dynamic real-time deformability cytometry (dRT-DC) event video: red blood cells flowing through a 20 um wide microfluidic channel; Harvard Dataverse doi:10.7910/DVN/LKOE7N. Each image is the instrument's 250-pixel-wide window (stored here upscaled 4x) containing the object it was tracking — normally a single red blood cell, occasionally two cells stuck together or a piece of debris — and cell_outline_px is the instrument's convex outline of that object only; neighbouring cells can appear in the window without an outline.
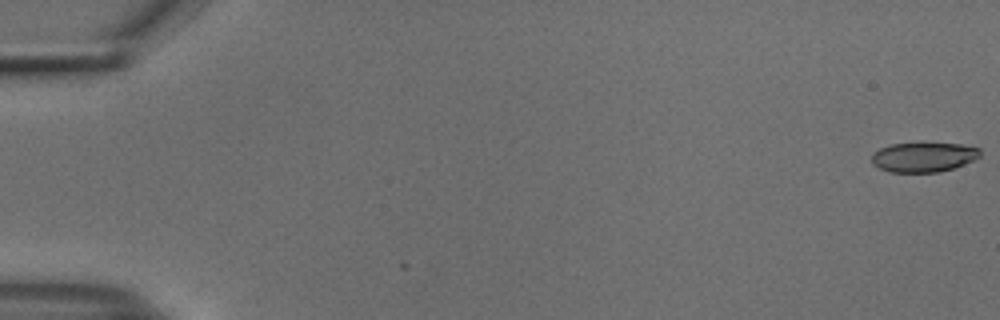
{"species": "common noctule bat (a hibernating species)", "species_latin": "Nyctalus noctula", "temperature_condition": "cold", "stored_images_in_passage": 3, "camera_frame_rate_fps": 3000, "um_per_image_px": 0.085, "animal": {"sex": "male", "body_mass_g": 18.8}, "frame": {"image": 1, "passage_image": 1, "time_ms": 0.0, "image_size_px": [1000, 320], "cell_outline_px": [[980, 156], [976, 160], [940, 172], [888, 172], [872, 164], [872, 152], [880, 148], [892, 144], [964, 144], [980, 148]], "centroid_in_image_um": [78.51, 13.36], "position_along_channel_um": 6.5, "area_um2": 18.67}}